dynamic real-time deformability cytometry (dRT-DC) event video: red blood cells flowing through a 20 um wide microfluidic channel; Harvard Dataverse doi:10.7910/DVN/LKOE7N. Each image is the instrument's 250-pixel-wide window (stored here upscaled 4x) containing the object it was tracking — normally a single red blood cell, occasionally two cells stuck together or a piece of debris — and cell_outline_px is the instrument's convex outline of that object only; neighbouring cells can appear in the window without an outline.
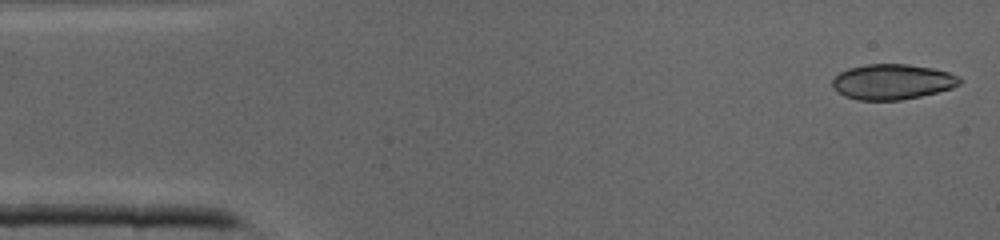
{"species": "common noctule bat (a hibernating species)", "species_latin": "Nyctalus noctula", "temperature_condition": "cold", "stored_images_in_passage": 29, "camera_frame_rate_fps": 3000, "um_per_image_px": 0.085, "animal": {"sex": "male", "body_mass_g": 19.0, "forearm_length_mm": 50.8}, "frame": {"image": 1, "passage_image": 1, "time_ms": 0.0, "image_size_px": [1000, 240], "cell_outline_px": [[964, 80], [960, 84], [952, 88], [920, 96], [900, 100], [856, 100], [844, 96], [836, 92], [832, 88], [832, 80], [840, 72], [848, 68], [868, 64], [908, 64], [932, 68], [948, 72], [960, 76]], "centroid_in_image_um": [75.84, 6.95], "position_along_channel_um": 9.2, "area_um2": 26.41}}
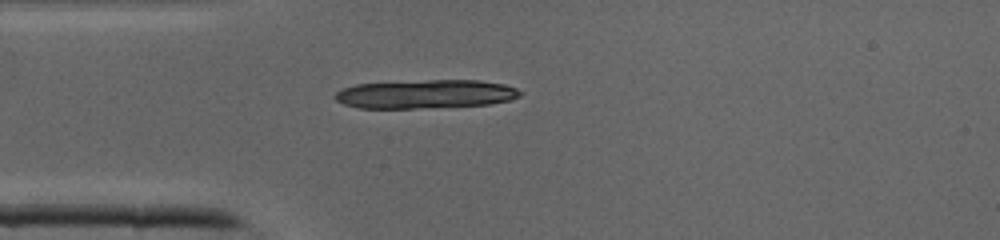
{"frame": {"image": 2, "passage_image": 10, "time_ms": 3.0, "image_size_px": [1000, 240], "cell_outline_px": [[524, 92], [520, 96], [508, 100], [488, 104], [416, 108], [360, 108], [344, 104], [336, 100], [332, 96], [336, 92], [344, 88], [356, 84], [428, 80], [480, 80], [504, 84], [516, 88]], "centroid_in_image_um": [36.17, 7.99], "position_along_channel_um": 48.8, "area_um2": 30.81}}
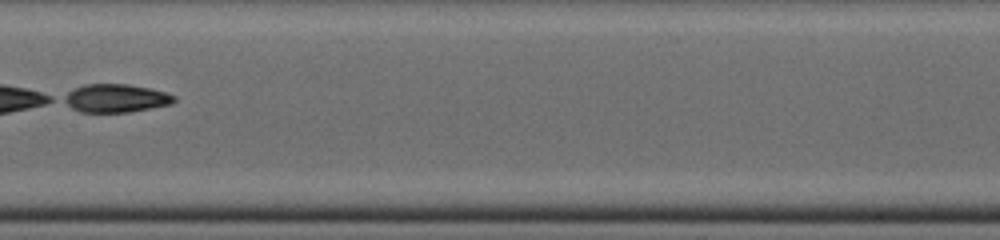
{"frame": {"image": 3, "passage_image": 20, "time_ms": 6.333, "image_size_px": [1000, 240], "cell_outline_px": [[176, 100], [172, 104], [128, 112], [80, 112], [72, 108], [60, 100], [60, 96], [84, 84], [128, 84], [148, 88], [164, 92], [176, 96]], "centroid_in_image_um": [9.79, 8.35], "position_along_channel_um": 197.6, "area_um2": 18.21}}